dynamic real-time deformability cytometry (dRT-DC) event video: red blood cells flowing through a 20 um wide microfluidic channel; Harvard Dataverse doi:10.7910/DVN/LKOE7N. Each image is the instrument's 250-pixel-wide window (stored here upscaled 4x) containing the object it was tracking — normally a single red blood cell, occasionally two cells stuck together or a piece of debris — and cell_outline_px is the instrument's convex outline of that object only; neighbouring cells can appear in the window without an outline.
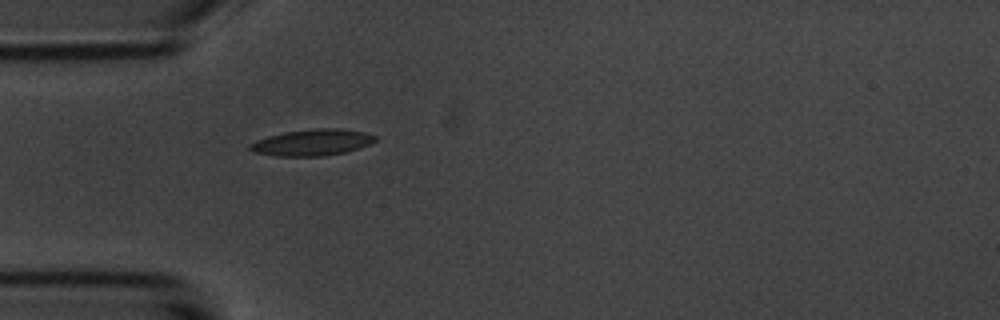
{"species": "common noctule bat (a hibernating species)", "species_latin": "Nyctalus noctula", "temperature_condition": "room temperature", "stored_images_in_passage": 1, "camera_frame_rate_fps": 3000, "um_per_image_px": 0.085, "animal": {"sex": "male", "body_mass_g": 20.1, "forearm_length_mm": 53.5}, "frame": {"image": 1, "passage_image": 1, "time_ms": 0.0, "image_size_px": [1000, 320], "cell_outline_px": [[376, 140], [360, 148], [344, 152], [324, 156], [276, 156], [256, 152], [248, 148], [248, 144], [256, 140], [268, 136], [284, 132], [316, 128], [340, 128], [364, 132], [376, 136]], "centroid_in_image_um": [26.52, 12.1], "position_along_channel_um": 58.5, "area_um2": 19.19}}